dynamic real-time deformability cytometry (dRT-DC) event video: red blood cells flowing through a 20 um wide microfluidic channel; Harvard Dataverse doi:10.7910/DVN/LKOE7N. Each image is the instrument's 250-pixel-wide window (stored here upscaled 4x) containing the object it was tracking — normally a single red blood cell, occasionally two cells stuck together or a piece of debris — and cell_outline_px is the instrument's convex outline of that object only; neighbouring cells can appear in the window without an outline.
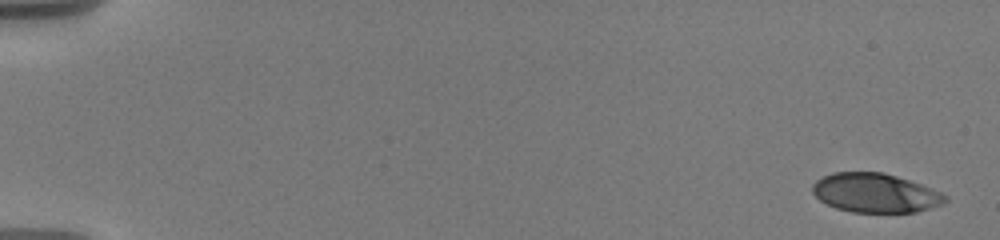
{"species": "human", "species_latin": "Homo sapiens", "temperature_condition": "warm", "stored_images_in_passage": 10, "camera_frame_rate_fps": 3000, "um_per_image_px": 0.085, "donor": {"sex": "male"}, "frame": {"image": 1, "passage_image": 1, "time_ms": 0.0, "image_size_px": [1000, 240], "cell_outline_px": [[948, 200], [944, 204], [916, 212], [852, 212], [836, 208], [820, 200], [812, 192], [812, 184], [816, 180], [832, 172], [884, 172], [920, 184], [940, 192], [948, 196]], "centroid_in_image_um": [74.4, 16.4], "position_along_channel_um": 10.6, "area_um2": 30.23}}
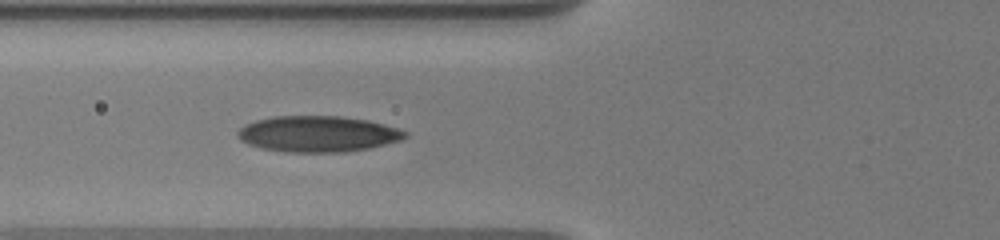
{"frame": {"image": 2, "passage_image": 9, "time_ms": 7.0, "image_size_px": [1000, 240], "cell_outline_px": [[408, 136], [400, 140], [372, 148], [344, 152], [288, 152], [260, 148], [248, 144], [240, 140], [236, 136], [236, 132], [244, 124], [256, 120], [272, 116], [340, 116], [368, 120], [384, 124], [408, 132]], "centroid_in_image_um": [27.0, 11.38], "position_along_channel_um": 98.8, "area_um2": 35.37}}
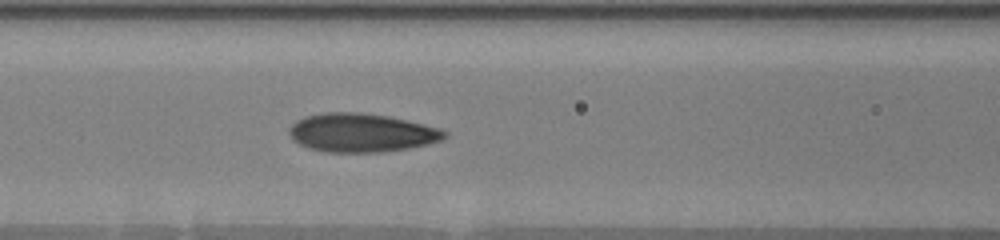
{"frame": {"image": 3, "passage_image": 10, "time_ms": 8.0, "image_size_px": [1000, 240], "cell_outline_px": [[448, 136], [444, 140], [428, 144], [408, 148], [380, 152], [324, 152], [308, 148], [292, 140], [288, 132], [288, 128], [296, 120], [304, 116], [320, 112], [360, 112], [388, 116], [408, 120], [440, 128], [448, 132]], "centroid_in_image_um": [30.72, 11.27], "position_along_channel_um": 135.9, "area_um2": 35.43}}